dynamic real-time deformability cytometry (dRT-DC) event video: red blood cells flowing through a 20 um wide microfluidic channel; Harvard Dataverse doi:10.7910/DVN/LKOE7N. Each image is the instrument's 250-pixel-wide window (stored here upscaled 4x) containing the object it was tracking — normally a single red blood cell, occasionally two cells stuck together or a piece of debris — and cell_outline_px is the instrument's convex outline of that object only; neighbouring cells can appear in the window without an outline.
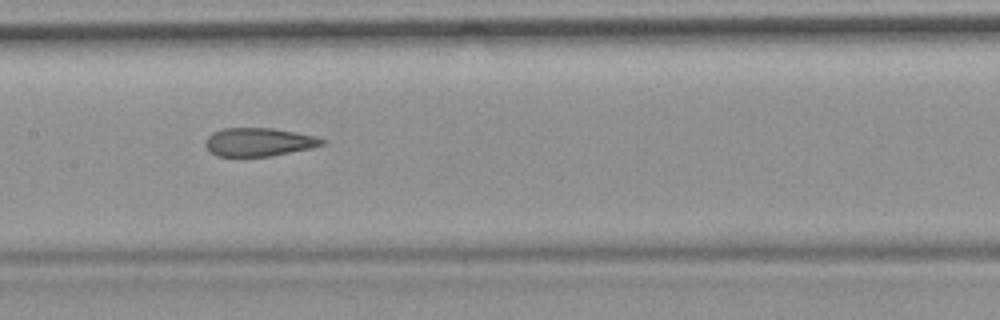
{"species": "common noctule bat (a hibernating species)", "species_latin": "Nyctalus noctula", "temperature_condition": "room temperature", "stored_images_in_passage": 10, "camera_frame_rate_fps": 3000, "um_per_image_px": 0.085, "animal": {"sex": "female", "body_mass_g": 19.9}, "frame": {"image": 1, "passage_image": 9, "time_ms": 10.333, "image_size_px": [1000, 320], "cell_outline_px": [[328, 140], [324, 144], [312, 148], [272, 156], [216, 156], [204, 144], [204, 140], [212, 132], [224, 128], [272, 128], [296, 132], [316, 136]], "centroid_in_image_um": [22.02, 12.07], "position_along_channel_um": 185.4, "area_um2": 19.42}}